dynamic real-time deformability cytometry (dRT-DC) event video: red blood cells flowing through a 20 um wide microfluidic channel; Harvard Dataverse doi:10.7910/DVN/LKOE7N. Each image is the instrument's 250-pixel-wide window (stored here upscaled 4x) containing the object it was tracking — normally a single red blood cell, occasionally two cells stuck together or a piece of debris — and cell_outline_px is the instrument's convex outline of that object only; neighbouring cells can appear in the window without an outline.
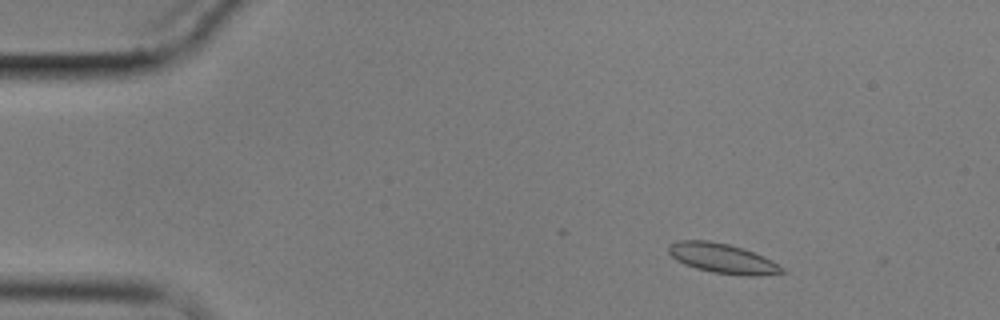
{"species": "common noctule bat (a hibernating species)", "species_latin": "Nyctalus noctula", "temperature_condition": "cold", "stored_images_in_passage": 6, "camera_frame_rate_fps": 3000, "um_per_image_px": 0.085, "animal": {"sex": "male", "body_mass_g": 17.9}, "frame": {"image": 1, "passage_image": 3, "time_ms": 2.333, "image_size_px": [1000, 320], "cell_outline_px": [[788, 272], [756, 276], [744, 276], [712, 272], [696, 268], [684, 264], [676, 260], [668, 252], [668, 244], [676, 240], [708, 240], [728, 244], [744, 248], [772, 260], [784, 268]], "centroid_in_image_um": [61.41, 21.96], "position_along_channel_um": 23.6, "area_um2": 19.88}}
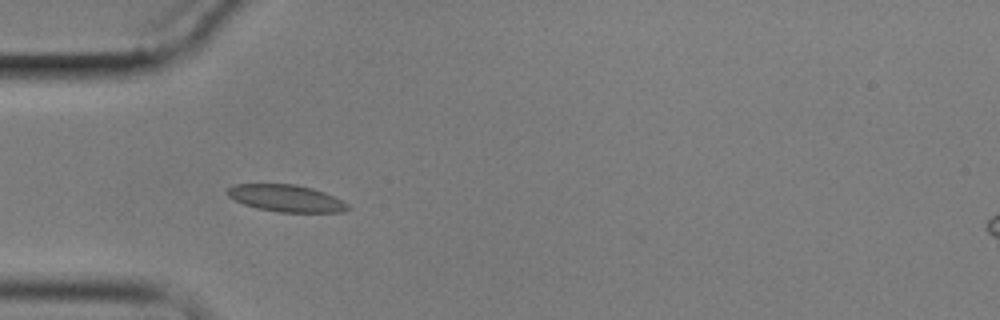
{"frame": {"image": 2, "passage_image": 5, "time_ms": 5.667, "image_size_px": [1000, 320], "cell_outline_px": [[352, 208], [344, 212], [276, 212], [256, 208], [244, 204], [228, 196], [224, 192], [232, 184], [296, 184], [312, 188], [324, 192], [348, 204]], "centroid_in_image_um": [24.3, 16.85], "position_along_channel_um": 60.7, "area_um2": 19.02}}